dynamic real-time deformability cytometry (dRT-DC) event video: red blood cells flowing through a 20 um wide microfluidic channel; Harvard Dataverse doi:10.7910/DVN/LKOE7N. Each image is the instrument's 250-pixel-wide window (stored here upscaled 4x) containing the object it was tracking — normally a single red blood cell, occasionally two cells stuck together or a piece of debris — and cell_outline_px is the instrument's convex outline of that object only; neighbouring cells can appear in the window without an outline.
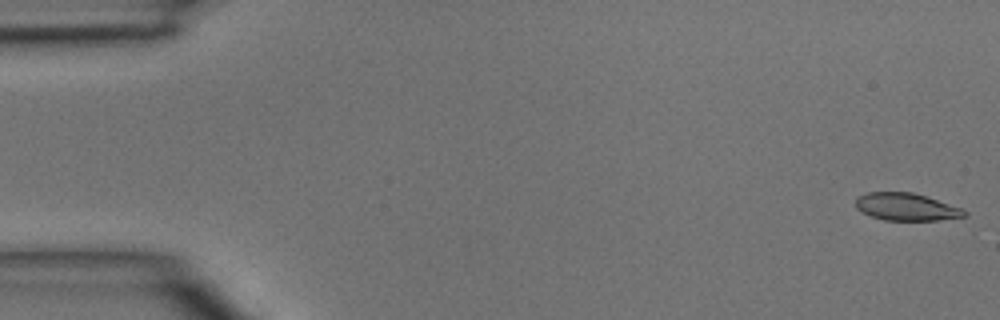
{"species": "common noctule bat (a hibernating species)", "species_latin": "Nyctalus noctula", "temperature_condition": "room temperature", "stored_images_in_passage": 5, "segment_of_instrument_passage": [1, 2], "camera_frame_rate_fps": 3000, "um_per_image_px": 0.085, "animal": {"sex": "male", "body_mass_g": 15.6}, "frame": {"image": 1, "passage_image": 1, "time_ms": 0.0, "image_size_px": [1000, 320], "cell_outline_px": [[968, 216], [936, 220], [884, 220], [872, 216], [856, 208], [856, 200], [860, 196], [868, 192], [912, 192], [964, 208], [968, 212]], "centroid_in_image_um": [77.1, 17.58], "position_along_channel_um": 7.9, "area_um2": 17.28}}